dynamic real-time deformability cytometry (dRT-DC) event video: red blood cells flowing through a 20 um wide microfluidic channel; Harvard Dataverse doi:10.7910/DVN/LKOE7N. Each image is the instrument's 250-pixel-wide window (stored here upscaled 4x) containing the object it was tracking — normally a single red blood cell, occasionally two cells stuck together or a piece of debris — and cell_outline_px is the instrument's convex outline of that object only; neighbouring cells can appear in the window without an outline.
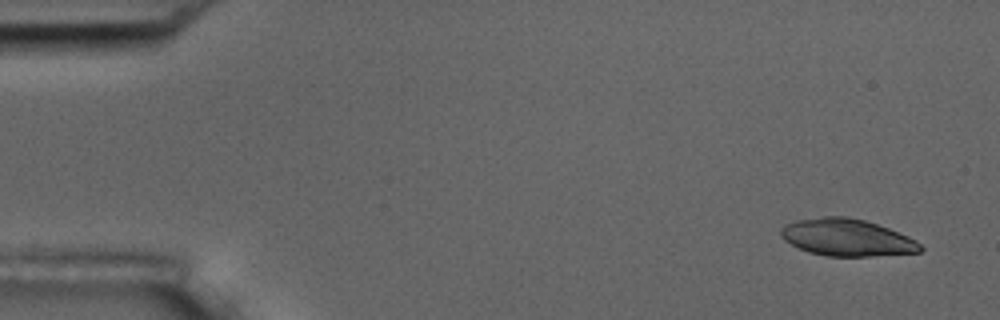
{"species": "common noctule bat (a hibernating species)", "species_latin": "Nyctalus noctula", "temperature_condition": "room temperature", "stored_images_in_passage": 5, "camera_frame_rate_fps": 3000, "um_per_image_px": 0.085, "animal": {"sex": "male", "body_mass_g": 17.5, "forearm_length_mm": 52.3}, "frame": {"image": 1, "passage_image": 1, "time_ms": 0.0, "image_size_px": [1000, 320], "cell_outline_px": [[924, 248], [920, 252], [872, 256], [824, 256], [808, 252], [784, 240], [780, 236], [780, 228], [784, 224], [796, 220], [824, 216], [848, 216], [864, 220], [888, 228], [908, 236], [916, 240]], "centroid_in_image_um": [71.96, 20.18], "position_along_channel_um": 13.0, "area_um2": 30.23}}